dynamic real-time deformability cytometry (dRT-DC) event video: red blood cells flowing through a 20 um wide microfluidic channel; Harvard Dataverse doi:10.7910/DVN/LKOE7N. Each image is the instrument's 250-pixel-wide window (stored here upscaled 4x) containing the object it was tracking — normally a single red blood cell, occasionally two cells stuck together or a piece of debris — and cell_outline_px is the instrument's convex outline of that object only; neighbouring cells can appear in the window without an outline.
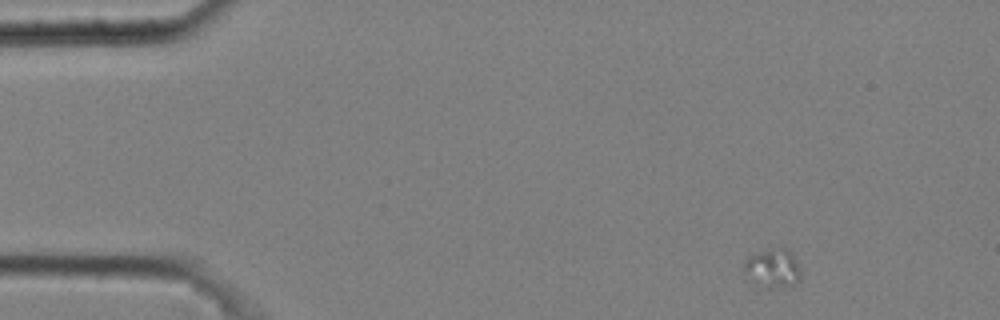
{"species": "common noctule bat (a hibernating species)", "species_latin": "Nyctalus noctula", "temperature_condition": "cold", "stored_images_in_passage": 3, "camera_frame_rate_fps": 3000, "um_per_image_px": 0.085, "animal": {"sex": "male", "body_mass_g": 20.4}, "frame": {"image": 1, "passage_image": 1, "time_ms": 0.0, "image_size_px": [1000, 320], "cell_outline_px": [[800, 280], [796, 284], [768, 288], [744, 280], [744, 264], [748, 256], [760, 252], [780, 248], [792, 252], [800, 268]], "centroid_in_image_um": [65.64, 22.84], "position_along_channel_um": 19.4, "area_um2": 12.89}}